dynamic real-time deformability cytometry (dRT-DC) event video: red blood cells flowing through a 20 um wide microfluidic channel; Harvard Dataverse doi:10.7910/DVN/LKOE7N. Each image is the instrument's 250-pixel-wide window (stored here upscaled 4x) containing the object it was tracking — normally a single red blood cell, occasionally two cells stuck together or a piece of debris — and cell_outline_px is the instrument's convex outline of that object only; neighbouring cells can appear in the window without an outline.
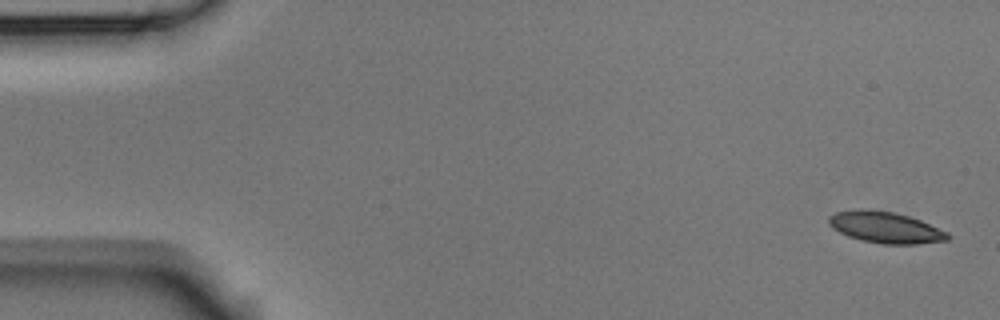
{"species": "Egyptian fruit bat (a non-hibernating species)", "species_latin": "Rousettus aegyptiacus", "temperature_condition": "room temperature", "stored_images_in_passage": 3, "segment_of_instrument_passage": [2, 2], "camera_frame_rate_fps": 3000, "um_per_image_px": 0.085, "animal": {"sex": "male"}, "frame": {"image": 1, "passage_image": 3, "time_ms": 0.667, "image_size_px": [1000, 320], "cell_outline_px": [[952, 236], [948, 240], [916, 244], [884, 244], [860, 240], [848, 236], [832, 228], [828, 224], [828, 216], [836, 212], [860, 208], [892, 212], [908, 216], [920, 220], [948, 232]], "centroid_in_image_um": [75.25, 19.33], "position_along_channel_um": 9.8, "area_um2": 21.73}}